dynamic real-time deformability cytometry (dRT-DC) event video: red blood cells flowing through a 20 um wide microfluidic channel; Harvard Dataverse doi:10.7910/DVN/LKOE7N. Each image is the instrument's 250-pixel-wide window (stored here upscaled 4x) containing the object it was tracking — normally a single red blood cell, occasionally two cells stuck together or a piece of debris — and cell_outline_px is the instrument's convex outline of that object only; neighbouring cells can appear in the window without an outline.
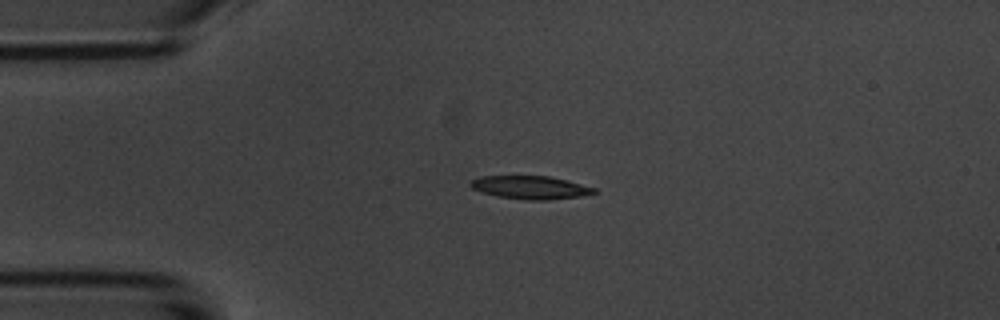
{"species": "common noctule bat (a hibernating species)", "species_latin": "Nyctalus noctula", "temperature_condition": "room temperature", "stored_images_in_passage": 5, "camera_frame_rate_fps": 3000, "um_per_image_px": 0.085, "animal": {"sex": "male", "body_mass_g": 20.1, "forearm_length_mm": 53.5}, "frame": {"image": 1, "passage_image": 4, "time_ms": 3.667, "image_size_px": [1000, 320], "cell_outline_px": [[600, 192], [580, 196], [548, 200], [528, 200], [496, 196], [472, 188], [468, 184], [472, 180], [480, 176], [548, 176], [596, 188]], "centroid_in_image_um": [45.09, 15.93], "position_along_channel_um": 39.9, "area_um2": 16.53}}